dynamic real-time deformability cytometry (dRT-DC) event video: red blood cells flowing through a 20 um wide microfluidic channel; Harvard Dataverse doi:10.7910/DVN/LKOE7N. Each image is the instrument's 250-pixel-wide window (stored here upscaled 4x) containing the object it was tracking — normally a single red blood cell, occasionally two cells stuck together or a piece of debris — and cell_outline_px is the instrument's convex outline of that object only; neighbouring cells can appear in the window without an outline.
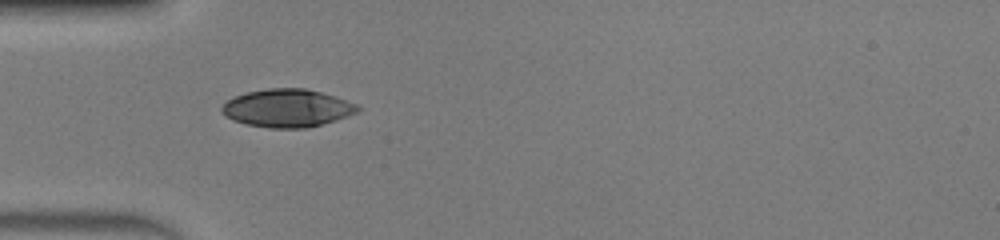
{"species": "human", "species_latin": "Homo sapiens", "temperature_condition": "warm", "stored_images_in_passage": 34, "camera_frame_rate_fps": 3000, "um_per_image_px": 0.085, "donor": {"sex": "male"}, "frame": {"image": 1, "passage_image": 1, "time_ms": 0.0, "image_size_px": [1000, 240], "cell_outline_px": [[360, 108], [356, 112], [348, 116], [336, 120], [308, 128], [268, 128], [248, 124], [232, 120], [224, 116], [220, 112], [220, 108], [232, 96], [248, 92], [268, 88], [304, 88], [320, 92], [356, 104]], "centroid_in_image_um": [24.36, 9.2], "position_along_channel_um": 60.6, "area_um2": 29.94}}
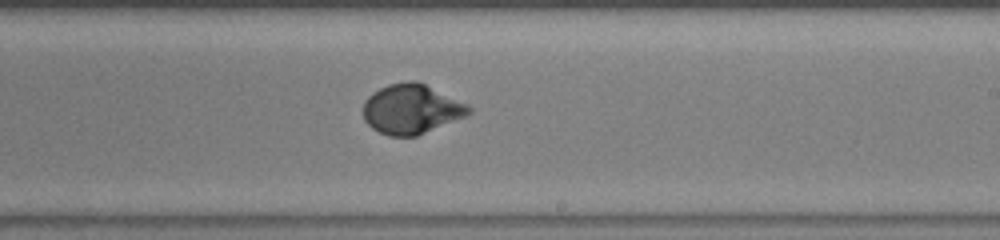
{"frame": {"image": 2, "passage_image": 15, "time_ms": 4.667, "image_size_px": [1000, 240], "cell_outline_px": [[472, 112], [464, 116], [416, 136], [388, 136], [372, 128], [364, 120], [364, 100], [372, 92], [388, 84], [408, 80], [416, 80], [468, 104], [472, 108]], "centroid_in_image_um": [34.94, 9.26], "position_along_channel_um": 254.1, "area_um2": 30.4}}
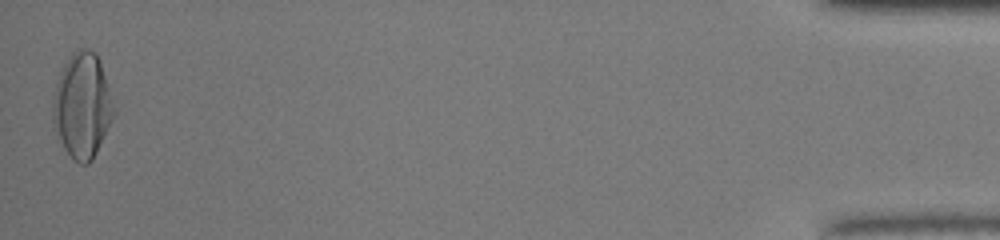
{"frame": {"image": 3, "passage_image": 34, "time_ms": 11.0, "image_size_px": [1000, 240], "cell_outline_px": [[116, 112], [92, 160], [88, 164], [80, 164], [72, 160], [64, 148], [52, 128], [52, 96], [56, 80], [64, 64], [72, 52], [80, 48], [84, 48], [96, 52], [100, 60], [116, 108]], "centroid_in_image_um": [6.97, 8.97], "position_along_channel_um": 428.2, "area_um2": 37.97}, "authors_computed_cell_mechanics": {"area_um2": 30.1716, "velocity_mm_per_s": 4.2068, "shape_relaxation_time_tau1_ms": 3.0637, "shape_relaxation_time_tau2_ms": null, "deformation_change_tau1": 0.2044, "deformation_change_tau2": null}}